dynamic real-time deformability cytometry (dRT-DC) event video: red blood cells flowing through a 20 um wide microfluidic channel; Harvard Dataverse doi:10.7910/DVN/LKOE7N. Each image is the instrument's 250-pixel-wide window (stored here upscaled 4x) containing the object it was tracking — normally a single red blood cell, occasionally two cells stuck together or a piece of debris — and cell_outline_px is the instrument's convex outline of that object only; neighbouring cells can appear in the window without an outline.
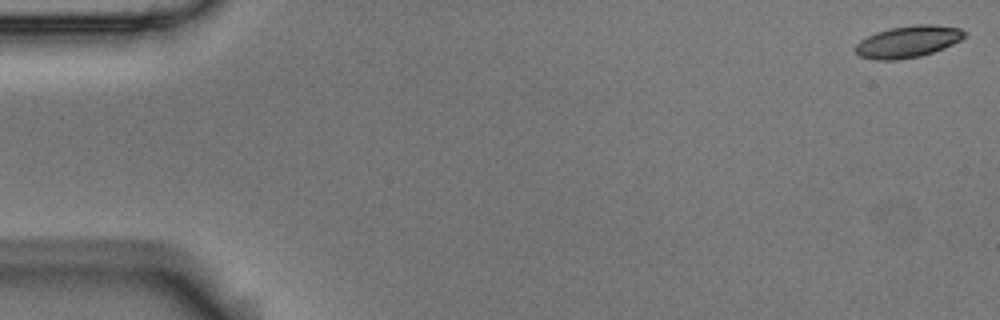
{"species": "Egyptian fruit bat (a non-hibernating species)", "species_latin": "Rousettus aegyptiacus", "temperature_condition": "room temperature", "stored_images_in_passage": 5, "camera_frame_rate_fps": 3000, "um_per_image_px": 0.085, "animal": {"sex": "male"}, "frame": {"image": 1, "passage_image": 1, "time_ms": 0.0, "image_size_px": [1000, 320], "cell_outline_px": [[968, 32], [960, 40], [944, 48], [920, 56], [896, 60], [876, 60], [860, 56], [852, 48], [860, 40], [876, 32], [892, 28], [916, 24], [932, 24], [960, 28]], "centroid_in_image_um": [77.17, 3.54], "position_along_channel_um": 7.8, "area_um2": 20.17}}
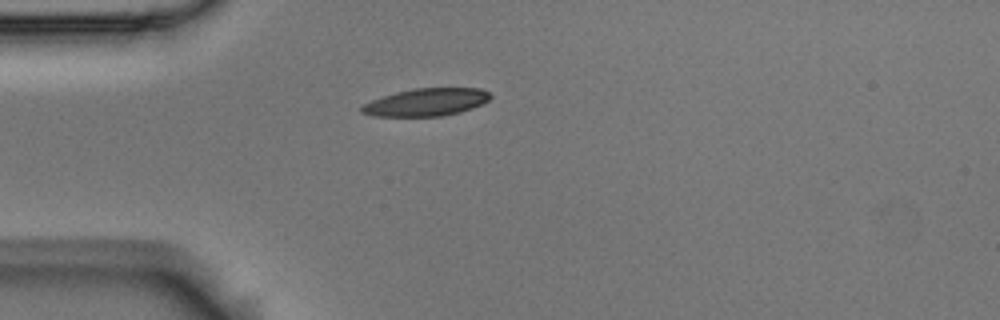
{"frame": {"image": 2, "passage_image": 5, "time_ms": 1.333, "image_size_px": [1000, 320], "cell_outline_px": [[492, 96], [484, 104], [460, 112], [440, 116], [372, 116], [360, 112], [360, 108], [364, 104], [372, 100], [396, 92], [412, 88], [480, 88], [488, 92]], "centroid_in_image_um": [36.24, 8.68], "position_along_channel_um": 48.8, "area_um2": 20.69}}